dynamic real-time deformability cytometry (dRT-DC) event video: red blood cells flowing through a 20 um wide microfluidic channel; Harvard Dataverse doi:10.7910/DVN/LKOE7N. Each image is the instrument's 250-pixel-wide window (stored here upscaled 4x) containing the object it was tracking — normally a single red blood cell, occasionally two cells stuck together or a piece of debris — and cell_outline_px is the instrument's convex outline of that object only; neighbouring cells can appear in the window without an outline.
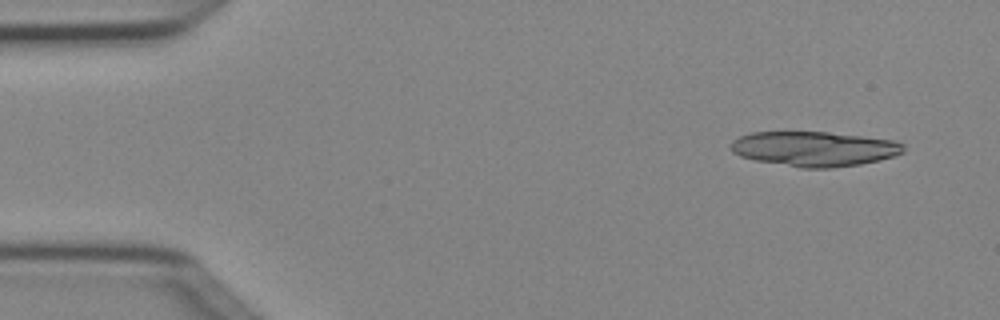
{"species": "Egyptian fruit bat (a non-hibernating species)", "species_latin": "Rousettus aegyptiacus", "temperature_condition": "cold", "stored_images_in_passage": 3, "camera_frame_rate_fps": 3000, "um_per_image_px": 0.085, "animal": {"sex": "female"}, "frame": {"image": 1, "passage_image": 1, "time_ms": 0.0, "image_size_px": [1000, 320], "cell_outline_px": [[904, 152], [896, 156], [880, 160], [860, 164], [832, 168], [800, 168], [756, 160], [740, 156], [732, 152], [732, 140], [740, 136], [752, 132], [828, 132], [896, 140], [904, 144]], "centroid_in_image_um": [69.25, 12.65], "position_along_channel_um": 15.7, "area_um2": 35.2}}